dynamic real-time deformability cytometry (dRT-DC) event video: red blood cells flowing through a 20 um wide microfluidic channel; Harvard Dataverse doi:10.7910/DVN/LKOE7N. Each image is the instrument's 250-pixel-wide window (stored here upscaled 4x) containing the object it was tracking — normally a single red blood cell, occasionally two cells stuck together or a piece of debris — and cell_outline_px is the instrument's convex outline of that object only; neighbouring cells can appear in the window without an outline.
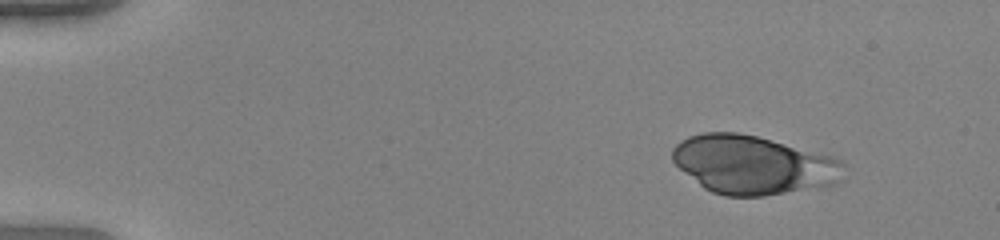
{"species": "human", "species_latin": "Homo sapiens", "temperature_condition": "warm", "stored_images_in_passage": 47, "camera_frame_rate_fps": 3000, "um_per_image_px": 0.085, "donor": {"sex": "female"}, "frame": {"image": 1, "passage_image": 1, "time_ms": 0.0, "image_size_px": [1000, 240], "cell_outline_px": [[844, 164], [840, 180], [836, 184], [824, 188], [764, 196], [724, 196], [712, 192], [704, 188], [684, 172], [672, 160], [672, 148], [680, 140], [688, 136], [704, 132], [736, 132], [756, 136], [832, 156], [840, 160]], "centroid_in_image_um": [64.02, 14.03], "position_along_channel_um": 21.0, "area_um2": 58.78}}